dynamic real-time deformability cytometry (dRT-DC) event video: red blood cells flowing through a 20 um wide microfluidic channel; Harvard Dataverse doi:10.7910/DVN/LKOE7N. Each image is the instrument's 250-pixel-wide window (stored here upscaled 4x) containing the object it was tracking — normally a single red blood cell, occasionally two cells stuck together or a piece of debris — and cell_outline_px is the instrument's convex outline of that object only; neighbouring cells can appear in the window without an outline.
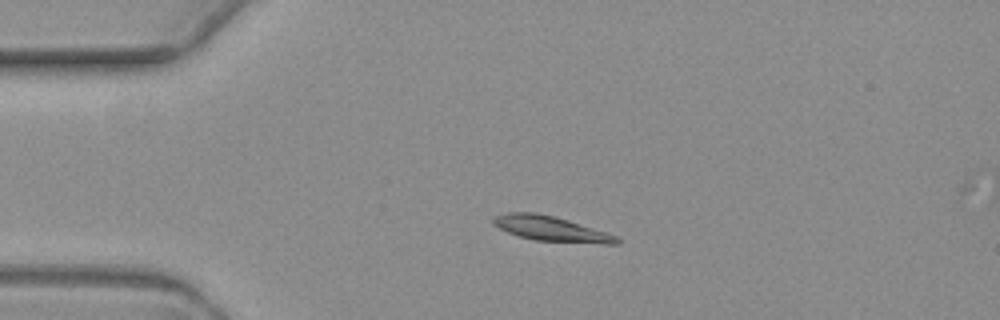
{"species": "common noctule bat (a hibernating species)", "species_latin": "Nyctalus noctula", "temperature_condition": "warm", "stored_images_in_passage": 6, "camera_frame_rate_fps": 3000, "um_per_image_px": 0.085, "animal": {"sex": "female", "body_mass_g": 19.3, "forearm_length_mm": 54.1}, "frame": {"image": 1, "passage_image": 4, "time_ms": 3.333, "image_size_px": [1000, 320], "cell_outline_px": [[620, 244], [604, 244], [536, 240], [520, 236], [508, 232], [492, 224], [492, 220], [496, 216], [508, 212], [536, 212], [568, 220], [616, 236], [620, 240]], "centroid_in_image_um": [46.82, 19.44], "position_along_channel_um": 38.2, "area_um2": 17.63}}